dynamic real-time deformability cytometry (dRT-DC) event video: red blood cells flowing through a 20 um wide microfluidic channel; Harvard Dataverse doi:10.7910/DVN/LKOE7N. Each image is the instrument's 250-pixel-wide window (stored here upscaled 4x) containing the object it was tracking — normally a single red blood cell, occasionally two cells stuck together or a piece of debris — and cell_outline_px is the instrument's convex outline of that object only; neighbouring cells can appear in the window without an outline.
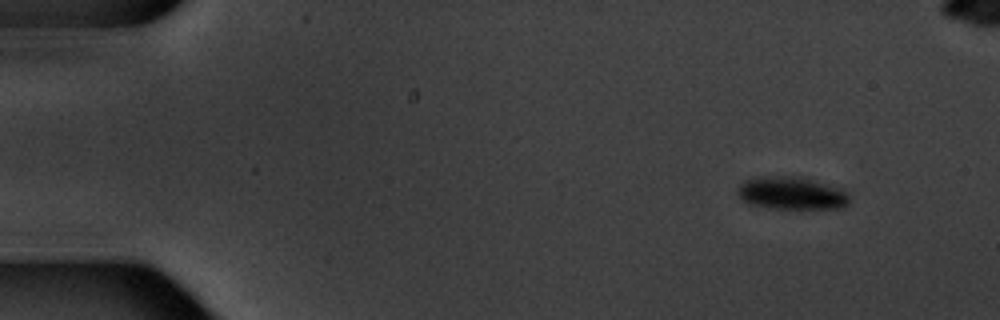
{"species": "common noctule bat (a hibernating species)", "species_latin": "Nyctalus noctula", "temperature_condition": "warm", "stored_images_in_passage": 6, "camera_frame_rate_fps": 3000, "um_per_image_px": 0.085, "animal": {"sex": "male", "body_mass_g": 20.1, "forearm_length_mm": 53.5}, "frame": {"image": 1, "passage_image": 2, "time_ms": 1.0, "image_size_px": [1000, 320], "cell_outline_px": [[852, 200], [848, 204], [840, 208], [768, 208], [744, 200], [736, 192], [740, 184], [744, 180], [760, 176], [800, 176], [840, 188], [848, 192]], "centroid_in_image_um": [67.33, 16.4], "position_along_channel_um": 17.7, "area_um2": 21.27}}